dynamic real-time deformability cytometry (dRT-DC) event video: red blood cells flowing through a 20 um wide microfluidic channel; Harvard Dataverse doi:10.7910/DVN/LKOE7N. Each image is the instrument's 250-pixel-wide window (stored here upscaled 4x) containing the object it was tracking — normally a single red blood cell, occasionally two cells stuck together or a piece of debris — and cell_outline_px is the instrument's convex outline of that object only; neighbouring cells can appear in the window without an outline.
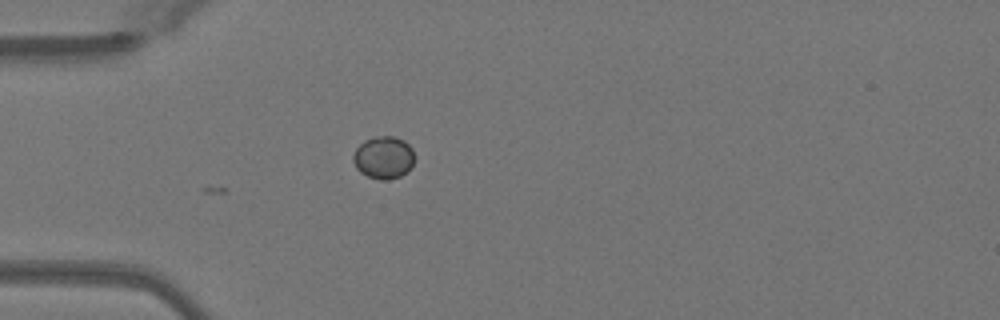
{"species": "Egyptian fruit bat (a non-hibernating species)", "species_latin": "Rousettus aegyptiacus", "temperature_condition": "warm", "stored_images_in_passage": 3, "camera_frame_rate_fps": 3000, "um_per_image_px": 0.085, "animal": {"sex": "female"}, "frame": {"image": 1, "passage_image": 3, "time_ms": 0.667, "image_size_px": [1000, 320], "cell_outline_px": [[416, 156], [412, 168], [400, 176], [388, 180], [380, 180], [368, 176], [360, 172], [356, 168], [352, 160], [352, 156], [356, 148], [364, 140], [376, 136], [392, 136], [404, 140], [412, 148]], "centroid_in_image_um": [32.62, 13.39], "position_along_channel_um": 52.4, "area_um2": 15.49}}